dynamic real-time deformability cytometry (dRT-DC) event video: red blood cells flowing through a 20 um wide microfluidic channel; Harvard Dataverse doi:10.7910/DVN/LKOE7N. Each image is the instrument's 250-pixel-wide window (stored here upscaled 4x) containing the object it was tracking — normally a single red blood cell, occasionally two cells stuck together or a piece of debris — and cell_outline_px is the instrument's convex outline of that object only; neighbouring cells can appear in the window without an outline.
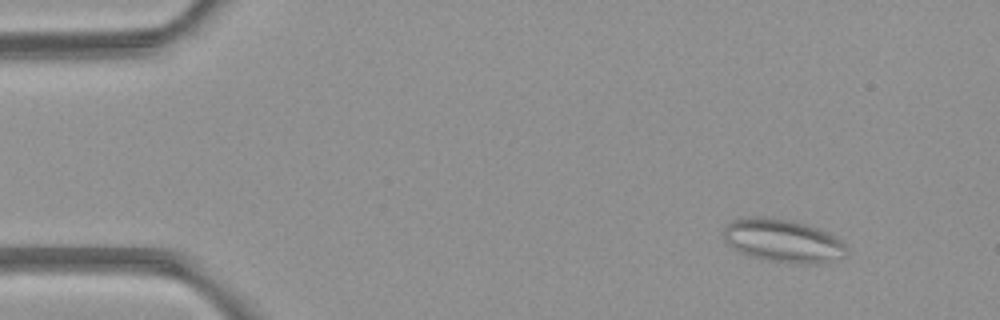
{"species": "common noctule bat (a hibernating species)", "species_latin": "Nyctalus noctula", "temperature_condition": "room temperature", "stored_images_in_passage": 5, "camera_frame_rate_fps": 3000, "um_per_image_px": 0.085, "animal": {"sex": "female", "body_mass_g": 21.9}, "frame": {"image": 1, "passage_image": 1, "time_ms": 0.0, "image_size_px": [1000, 320], "cell_outline_px": [[844, 256], [828, 264], [792, 264], [768, 260], [752, 256], [740, 252], [732, 248], [724, 240], [724, 228], [732, 220], [748, 216], [772, 216], [820, 228], [828, 232], [840, 240], [844, 244]], "centroid_in_image_um": [66.54, 20.46], "position_along_channel_um": 18.5, "area_um2": 31.21}}